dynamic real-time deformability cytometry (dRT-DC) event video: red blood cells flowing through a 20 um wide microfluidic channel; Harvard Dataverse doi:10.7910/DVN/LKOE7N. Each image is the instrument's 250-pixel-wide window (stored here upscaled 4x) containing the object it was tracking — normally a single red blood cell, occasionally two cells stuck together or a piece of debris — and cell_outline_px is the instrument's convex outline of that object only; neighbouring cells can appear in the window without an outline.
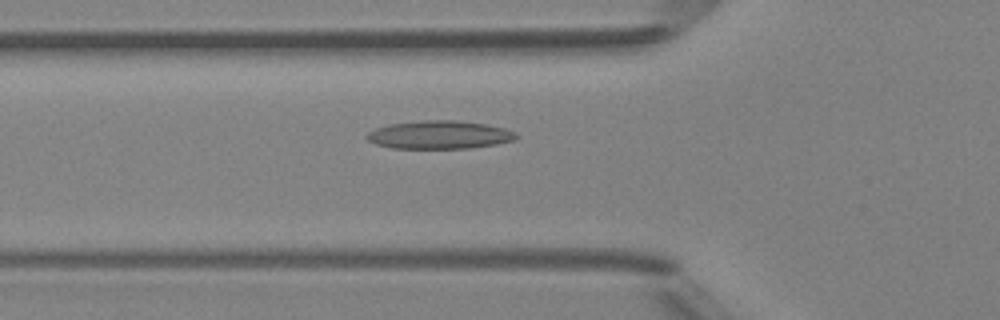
{"species": "Egyptian fruit bat (a non-hibernating species)", "species_latin": "Rousettus aegyptiacus", "temperature_condition": "room temperature", "stored_images_in_passage": 43, "camera_frame_rate_fps": 3000, "um_per_image_px": 0.085, "animal": {"sex": "female"}, "frame": {"image": 1, "passage_image": 12, "time_ms": 3.667, "image_size_px": [1000, 320], "cell_outline_px": [[520, 136], [516, 140], [496, 144], [468, 148], [392, 148], [376, 144], [368, 140], [364, 136], [368, 132], [376, 128], [388, 124], [424, 120], [456, 120], [484, 124], [504, 128], [516, 132]], "centroid_in_image_um": [37.36, 11.46], "position_along_channel_um": 88.4, "area_um2": 24.57}}
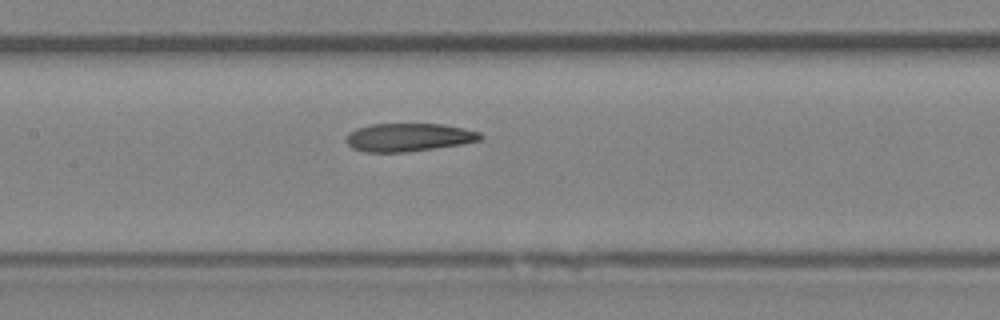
{"frame": {"image": 2, "passage_image": 18, "time_ms": 5.667, "image_size_px": [1000, 320], "cell_outline_px": [[484, 136], [480, 140], [464, 144], [436, 148], [404, 152], [364, 152], [352, 148], [348, 144], [344, 136], [348, 132], [356, 128], [368, 124], [440, 124], [464, 128], [480, 132]], "centroid_in_image_um": [34.71, 11.67], "position_along_channel_um": 172.7, "area_um2": 22.25}}
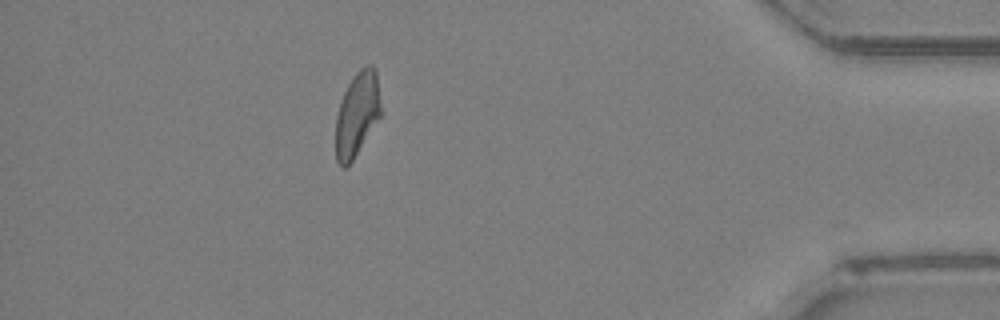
{"frame": {"image": 3, "passage_image": 38, "time_ms": 12.333, "image_size_px": [1000, 320], "cell_outline_px": [[380, 116], [352, 160], [344, 168], [340, 168], [336, 160], [336, 116], [344, 92], [352, 76], [360, 68], [368, 64], [372, 64], [376, 72], [380, 104]], "centroid_in_image_um": [30.33, 9.69], "position_along_channel_um": 404.9, "area_um2": 21.79}, "authors_computed_cell_mechanics": {"area_um2": 22.6576, "velocity_mm_per_s": 4.2095, "shape_relaxation_time_tau1_ms": null, "shape_relaxation_time_tau2_ms": 3.3772, "deformation_change_tau1": null, "deformation_change_tau2": 0.1263}}